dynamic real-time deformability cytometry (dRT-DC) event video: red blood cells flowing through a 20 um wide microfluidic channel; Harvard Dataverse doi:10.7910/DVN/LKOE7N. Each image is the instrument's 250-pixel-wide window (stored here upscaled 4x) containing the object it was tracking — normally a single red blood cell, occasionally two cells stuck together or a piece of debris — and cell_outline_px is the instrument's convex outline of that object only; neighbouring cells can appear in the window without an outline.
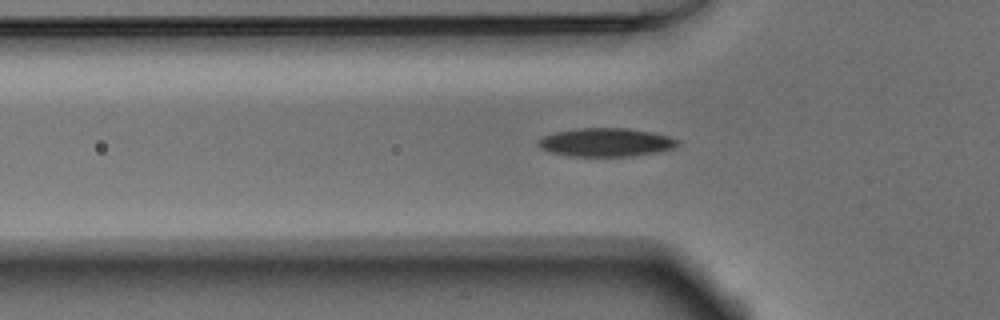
{"species": "Egyptian fruit bat (a non-hibernating species)", "species_latin": "Rousettus aegyptiacus", "temperature_condition": "warm", "stored_images_in_passage": 38, "camera_frame_rate_fps": 3000, "um_per_image_px": 0.085, "animal": {"sex": "male"}, "frame": {"image": 1, "passage_image": 10, "time_ms": 3.0, "image_size_px": [1000, 320], "cell_outline_px": [[680, 144], [672, 148], [656, 152], [632, 156], [568, 156], [548, 152], [540, 148], [536, 144], [536, 140], [544, 136], [556, 132], [580, 128], [628, 128], [652, 132], [668, 136], [680, 140]], "centroid_in_image_um": [51.47, 12.1], "position_along_channel_um": 74.3, "area_um2": 23.24}}
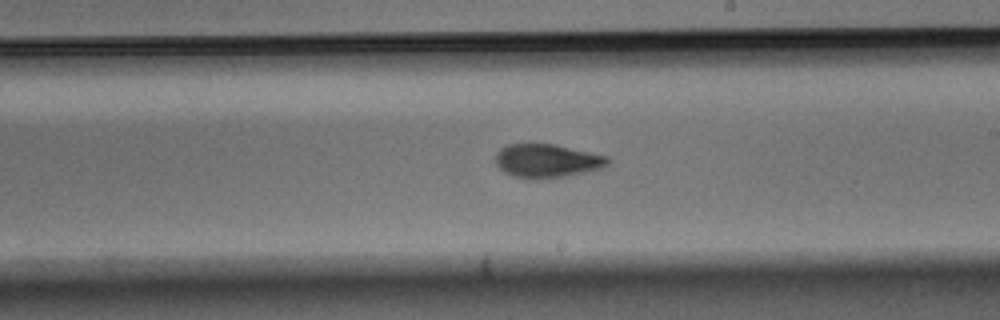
{"frame": {"image": 2, "passage_image": 23, "time_ms": 7.333, "image_size_px": [1000, 320], "cell_outline_px": [[608, 164], [604, 168], [568, 176], [536, 180], [532, 180], [512, 176], [504, 172], [496, 164], [496, 152], [500, 148], [508, 144], [556, 144], [608, 156]], "centroid_in_image_um": [46.49, 13.68], "position_along_channel_um": 242.5, "area_um2": 22.31}}
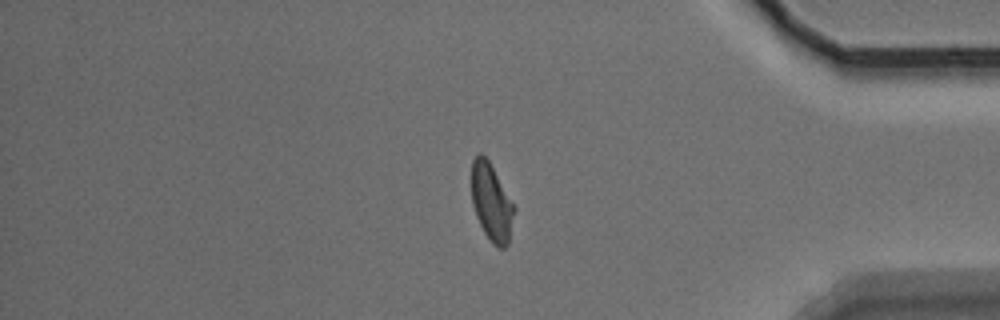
{"frame": {"image": 3, "passage_image": 38, "time_ms": 12.333, "image_size_px": [1000, 320], "cell_outline_px": [[516, 208], [508, 244], [504, 248], [496, 248], [492, 244], [484, 232], [476, 216], [472, 204], [472, 160], [480, 152], [488, 160]], "centroid_in_image_um": [41.78, 17.24], "position_along_channel_um": 393.4, "area_um2": 19.13}, "authors_computed_cell_mechanics": {"area_um2": 21.964, "velocity_mm_per_s": 3.8582, "shape_relaxation_time_tau1_ms": 3.3074, "shape_relaxation_time_tau2_ms": 2.4189, "deformation_change_tau1": 0.1446, "deformation_change_tau2": 0.0828}}